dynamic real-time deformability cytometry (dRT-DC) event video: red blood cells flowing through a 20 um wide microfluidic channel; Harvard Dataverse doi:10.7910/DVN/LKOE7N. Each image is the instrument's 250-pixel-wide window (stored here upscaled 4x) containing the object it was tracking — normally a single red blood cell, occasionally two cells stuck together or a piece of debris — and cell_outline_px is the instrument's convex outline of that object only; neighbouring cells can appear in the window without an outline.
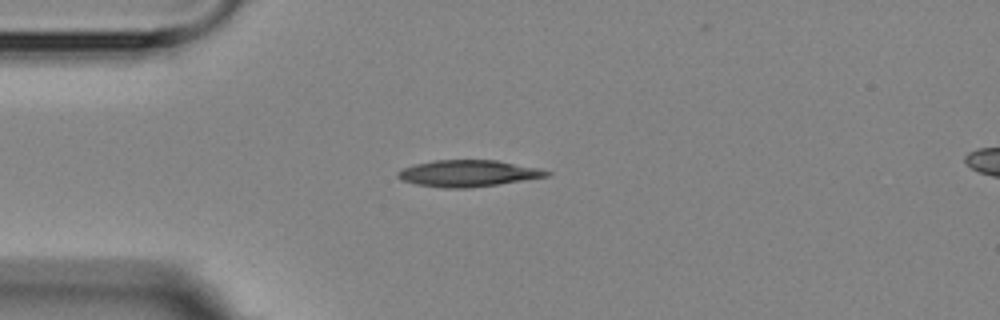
{"species": "Egyptian fruit bat (a non-hibernating species)", "species_latin": "Rousettus aegyptiacus", "temperature_condition": "room temperature", "stored_images_in_passage": 2, "camera_frame_rate_fps": 3000, "um_per_image_px": 0.085, "animal": {"sex": "female"}, "frame": {"image": 1, "passage_image": 1, "time_ms": 0.0, "image_size_px": [1000, 320], "cell_outline_px": [[552, 172], [548, 176], [496, 184], [468, 188], [444, 188], [416, 184], [400, 180], [396, 176], [396, 172], [400, 168], [432, 160], [496, 160], [540, 168]], "centroid_in_image_um": [39.73, 14.73], "position_along_channel_um": 45.3, "area_um2": 23.0}}